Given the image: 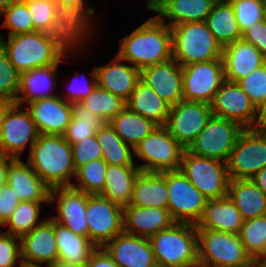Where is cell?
Masks as SVG:
<instances>
[{
  "label": "cell",
  "mask_w": 266,
  "mask_h": 267,
  "mask_svg": "<svg viewBox=\"0 0 266 267\" xmlns=\"http://www.w3.org/2000/svg\"><path fill=\"white\" fill-rule=\"evenodd\" d=\"M180 170L207 199L228 196L230 177L226 162L198 156L185 149Z\"/></svg>",
  "instance_id": "cell-8"
},
{
  "label": "cell",
  "mask_w": 266,
  "mask_h": 267,
  "mask_svg": "<svg viewBox=\"0 0 266 267\" xmlns=\"http://www.w3.org/2000/svg\"><path fill=\"white\" fill-rule=\"evenodd\" d=\"M140 172L138 166L108 165L101 195L122 207L127 206L132 199L134 183Z\"/></svg>",
  "instance_id": "cell-32"
},
{
  "label": "cell",
  "mask_w": 266,
  "mask_h": 267,
  "mask_svg": "<svg viewBox=\"0 0 266 267\" xmlns=\"http://www.w3.org/2000/svg\"><path fill=\"white\" fill-rule=\"evenodd\" d=\"M19 107L21 106L11 103L0 124V152L14 159L20 158L29 142L30 153L40 135L28 109L21 111L22 108Z\"/></svg>",
  "instance_id": "cell-12"
},
{
  "label": "cell",
  "mask_w": 266,
  "mask_h": 267,
  "mask_svg": "<svg viewBox=\"0 0 266 267\" xmlns=\"http://www.w3.org/2000/svg\"><path fill=\"white\" fill-rule=\"evenodd\" d=\"M174 223L169 210L158 207H123V232L149 238Z\"/></svg>",
  "instance_id": "cell-26"
},
{
  "label": "cell",
  "mask_w": 266,
  "mask_h": 267,
  "mask_svg": "<svg viewBox=\"0 0 266 267\" xmlns=\"http://www.w3.org/2000/svg\"><path fill=\"white\" fill-rule=\"evenodd\" d=\"M21 262L27 264H48L58 260L54 236V220L47 219L20 238Z\"/></svg>",
  "instance_id": "cell-22"
},
{
  "label": "cell",
  "mask_w": 266,
  "mask_h": 267,
  "mask_svg": "<svg viewBox=\"0 0 266 267\" xmlns=\"http://www.w3.org/2000/svg\"><path fill=\"white\" fill-rule=\"evenodd\" d=\"M85 267H119L103 247H97L91 254Z\"/></svg>",
  "instance_id": "cell-53"
},
{
  "label": "cell",
  "mask_w": 266,
  "mask_h": 267,
  "mask_svg": "<svg viewBox=\"0 0 266 267\" xmlns=\"http://www.w3.org/2000/svg\"><path fill=\"white\" fill-rule=\"evenodd\" d=\"M198 267H250L254 264L239 234L197 229Z\"/></svg>",
  "instance_id": "cell-6"
},
{
  "label": "cell",
  "mask_w": 266,
  "mask_h": 267,
  "mask_svg": "<svg viewBox=\"0 0 266 267\" xmlns=\"http://www.w3.org/2000/svg\"><path fill=\"white\" fill-rule=\"evenodd\" d=\"M109 124L118 136L133 148L157 126L147 118L134 113L128 107H125L117 116L113 117Z\"/></svg>",
  "instance_id": "cell-36"
},
{
  "label": "cell",
  "mask_w": 266,
  "mask_h": 267,
  "mask_svg": "<svg viewBox=\"0 0 266 267\" xmlns=\"http://www.w3.org/2000/svg\"><path fill=\"white\" fill-rule=\"evenodd\" d=\"M244 220L229 196L207 199L197 229H214L239 234Z\"/></svg>",
  "instance_id": "cell-28"
},
{
  "label": "cell",
  "mask_w": 266,
  "mask_h": 267,
  "mask_svg": "<svg viewBox=\"0 0 266 267\" xmlns=\"http://www.w3.org/2000/svg\"><path fill=\"white\" fill-rule=\"evenodd\" d=\"M103 248L119 267H151L156 262L146 237L121 232Z\"/></svg>",
  "instance_id": "cell-20"
},
{
  "label": "cell",
  "mask_w": 266,
  "mask_h": 267,
  "mask_svg": "<svg viewBox=\"0 0 266 267\" xmlns=\"http://www.w3.org/2000/svg\"><path fill=\"white\" fill-rule=\"evenodd\" d=\"M91 74H92V77H94L93 79H91L92 82L87 79L84 81L83 80L84 78H83L81 81L83 83L80 84L79 80L77 81L78 78L77 79L74 78L71 82L72 83L70 86L71 88L69 87L70 90L68 89L69 92L67 93V96L65 95L63 99L72 104V103L80 102L84 98H87L97 85L95 68L93 69ZM78 82H79V86H78Z\"/></svg>",
  "instance_id": "cell-50"
},
{
  "label": "cell",
  "mask_w": 266,
  "mask_h": 267,
  "mask_svg": "<svg viewBox=\"0 0 266 267\" xmlns=\"http://www.w3.org/2000/svg\"><path fill=\"white\" fill-rule=\"evenodd\" d=\"M96 138L102 149V159L107 165L135 166L132 155L134 148L118 136L109 122L98 129Z\"/></svg>",
  "instance_id": "cell-37"
},
{
  "label": "cell",
  "mask_w": 266,
  "mask_h": 267,
  "mask_svg": "<svg viewBox=\"0 0 266 267\" xmlns=\"http://www.w3.org/2000/svg\"><path fill=\"white\" fill-rule=\"evenodd\" d=\"M264 21L266 22V5H265Z\"/></svg>",
  "instance_id": "cell-64"
},
{
  "label": "cell",
  "mask_w": 266,
  "mask_h": 267,
  "mask_svg": "<svg viewBox=\"0 0 266 267\" xmlns=\"http://www.w3.org/2000/svg\"><path fill=\"white\" fill-rule=\"evenodd\" d=\"M107 163L102 159L92 160L75 171L76 185L74 182L71 187L83 191L89 195H97L103 192L105 187V174Z\"/></svg>",
  "instance_id": "cell-41"
},
{
  "label": "cell",
  "mask_w": 266,
  "mask_h": 267,
  "mask_svg": "<svg viewBox=\"0 0 266 267\" xmlns=\"http://www.w3.org/2000/svg\"><path fill=\"white\" fill-rule=\"evenodd\" d=\"M47 267H85V264H74L68 263L61 260H56L51 264H48Z\"/></svg>",
  "instance_id": "cell-57"
},
{
  "label": "cell",
  "mask_w": 266,
  "mask_h": 267,
  "mask_svg": "<svg viewBox=\"0 0 266 267\" xmlns=\"http://www.w3.org/2000/svg\"><path fill=\"white\" fill-rule=\"evenodd\" d=\"M173 59L181 66L222 59V46L209 30L206 21L171 26Z\"/></svg>",
  "instance_id": "cell-5"
},
{
  "label": "cell",
  "mask_w": 266,
  "mask_h": 267,
  "mask_svg": "<svg viewBox=\"0 0 266 267\" xmlns=\"http://www.w3.org/2000/svg\"><path fill=\"white\" fill-rule=\"evenodd\" d=\"M140 79L168 106L183 100L182 66L173 58L142 68Z\"/></svg>",
  "instance_id": "cell-19"
},
{
  "label": "cell",
  "mask_w": 266,
  "mask_h": 267,
  "mask_svg": "<svg viewBox=\"0 0 266 267\" xmlns=\"http://www.w3.org/2000/svg\"><path fill=\"white\" fill-rule=\"evenodd\" d=\"M117 55L139 70L170 60L173 58L171 28L157 16L151 17L120 40Z\"/></svg>",
  "instance_id": "cell-1"
},
{
  "label": "cell",
  "mask_w": 266,
  "mask_h": 267,
  "mask_svg": "<svg viewBox=\"0 0 266 267\" xmlns=\"http://www.w3.org/2000/svg\"><path fill=\"white\" fill-rule=\"evenodd\" d=\"M225 80L238 82L266 63V58L251 43L236 40L223 47Z\"/></svg>",
  "instance_id": "cell-25"
},
{
  "label": "cell",
  "mask_w": 266,
  "mask_h": 267,
  "mask_svg": "<svg viewBox=\"0 0 266 267\" xmlns=\"http://www.w3.org/2000/svg\"><path fill=\"white\" fill-rule=\"evenodd\" d=\"M9 159V162H8ZM14 158L0 152V189L7 184V171Z\"/></svg>",
  "instance_id": "cell-55"
},
{
  "label": "cell",
  "mask_w": 266,
  "mask_h": 267,
  "mask_svg": "<svg viewBox=\"0 0 266 267\" xmlns=\"http://www.w3.org/2000/svg\"><path fill=\"white\" fill-rule=\"evenodd\" d=\"M242 39L251 43L266 58V22L259 21L242 33Z\"/></svg>",
  "instance_id": "cell-51"
},
{
  "label": "cell",
  "mask_w": 266,
  "mask_h": 267,
  "mask_svg": "<svg viewBox=\"0 0 266 267\" xmlns=\"http://www.w3.org/2000/svg\"><path fill=\"white\" fill-rule=\"evenodd\" d=\"M80 103L105 122H109L126 107V101L121 97L108 92L98 85Z\"/></svg>",
  "instance_id": "cell-40"
},
{
  "label": "cell",
  "mask_w": 266,
  "mask_h": 267,
  "mask_svg": "<svg viewBox=\"0 0 266 267\" xmlns=\"http://www.w3.org/2000/svg\"><path fill=\"white\" fill-rule=\"evenodd\" d=\"M27 161L50 188L71 186L76 168L72 147L63 135L40 134ZM72 182V183H71Z\"/></svg>",
  "instance_id": "cell-2"
},
{
  "label": "cell",
  "mask_w": 266,
  "mask_h": 267,
  "mask_svg": "<svg viewBox=\"0 0 266 267\" xmlns=\"http://www.w3.org/2000/svg\"><path fill=\"white\" fill-rule=\"evenodd\" d=\"M122 61L116 55L109 64L95 67V71L98 86L127 101L140 80V70Z\"/></svg>",
  "instance_id": "cell-27"
},
{
  "label": "cell",
  "mask_w": 266,
  "mask_h": 267,
  "mask_svg": "<svg viewBox=\"0 0 266 267\" xmlns=\"http://www.w3.org/2000/svg\"><path fill=\"white\" fill-rule=\"evenodd\" d=\"M0 15L5 16L1 27L9 29V35L34 32L33 21L27 8L26 2L15 1Z\"/></svg>",
  "instance_id": "cell-43"
},
{
  "label": "cell",
  "mask_w": 266,
  "mask_h": 267,
  "mask_svg": "<svg viewBox=\"0 0 266 267\" xmlns=\"http://www.w3.org/2000/svg\"><path fill=\"white\" fill-rule=\"evenodd\" d=\"M26 4L33 21L34 31L53 34L56 1L30 0Z\"/></svg>",
  "instance_id": "cell-45"
},
{
  "label": "cell",
  "mask_w": 266,
  "mask_h": 267,
  "mask_svg": "<svg viewBox=\"0 0 266 267\" xmlns=\"http://www.w3.org/2000/svg\"><path fill=\"white\" fill-rule=\"evenodd\" d=\"M19 203L20 200L13 189L8 184H5L0 189V226L11 216Z\"/></svg>",
  "instance_id": "cell-52"
},
{
  "label": "cell",
  "mask_w": 266,
  "mask_h": 267,
  "mask_svg": "<svg viewBox=\"0 0 266 267\" xmlns=\"http://www.w3.org/2000/svg\"><path fill=\"white\" fill-rule=\"evenodd\" d=\"M151 267H169V266L155 262Z\"/></svg>",
  "instance_id": "cell-63"
},
{
  "label": "cell",
  "mask_w": 266,
  "mask_h": 267,
  "mask_svg": "<svg viewBox=\"0 0 266 267\" xmlns=\"http://www.w3.org/2000/svg\"><path fill=\"white\" fill-rule=\"evenodd\" d=\"M168 210L174 222L196 225L207 198L185 177L181 170L166 171Z\"/></svg>",
  "instance_id": "cell-11"
},
{
  "label": "cell",
  "mask_w": 266,
  "mask_h": 267,
  "mask_svg": "<svg viewBox=\"0 0 266 267\" xmlns=\"http://www.w3.org/2000/svg\"><path fill=\"white\" fill-rule=\"evenodd\" d=\"M54 236L58 260L64 262L86 264L97 248L86 236L78 235L56 221H54Z\"/></svg>",
  "instance_id": "cell-34"
},
{
  "label": "cell",
  "mask_w": 266,
  "mask_h": 267,
  "mask_svg": "<svg viewBox=\"0 0 266 267\" xmlns=\"http://www.w3.org/2000/svg\"><path fill=\"white\" fill-rule=\"evenodd\" d=\"M243 130L236 122L212 115L186 150L198 156L227 162Z\"/></svg>",
  "instance_id": "cell-9"
},
{
  "label": "cell",
  "mask_w": 266,
  "mask_h": 267,
  "mask_svg": "<svg viewBox=\"0 0 266 267\" xmlns=\"http://www.w3.org/2000/svg\"><path fill=\"white\" fill-rule=\"evenodd\" d=\"M250 267H256V261H255L254 264L251 265Z\"/></svg>",
  "instance_id": "cell-66"
},
{
  "label": "cell",
  "mask_w": 266,
  "mask_h": 267,
  "mask_svg": "<svg viewBox=\"0 0 266 267\" xmlns=\"http://www.w3.org/2000/svg\"><path fill=\"white\" fill-rule=\"evenodd\" d=\"M56 3L64 4V5H79V6H85L84 0H55Z\"/></svg>",
  "instance_id": "cell-59"
},
{
  "label": "cell",
  "mask_w": 266,
  "mask_h": 267,
  "mask_svg": "<svg viewBox=\"0 0 266 267\" xmlns=\"http://www.w3.org/2000/svg\"><path fill=\"white\" fill-rule=\"evenodd\" d=\"M15 1H18V2H27V1H30V0H15Z\"/></svg>",
  "instance_id": "cell-65"
},
{
  "label": "cell",
  "mask_w": 266,
  "mask_h": 267,
  "mask_svg": "<svg viewBox=\"0 0 266 267\" xmlns=\"http://www.w3.org/2000/svg\"><path fill=\"white\" fill-rule=\"evenodd\" d=\"M0 35L8 60L19 72L56 64L63 55L71 52L56 36L45 32Z\"/></svg>",
  "instance_id": "cell-3"
},
{
  "label": "cell",
  "mask_w": 266,
  "mask_h": 267,
  "mask_svg": "<svg viewBox=\"0 0 266 267\" xmlns=\"http://www.w3.org/2000/svg\"><path fill=\"white\" fill-rule=\"evenodd\" d=\"M95 10L79 5L56 3L53 34L71 51L79 47L82 39L90 32L89 22Z\"/></svg>",
  "instance_id": "cell-18"
},
{
  "label": "cell",
  "mask_w": 266,
  "mask_h": 267,
  "mask_svg": "<svg viewBox=\"0 0 266 267\" xmlns=\"http://www.w3.org/2000/svg\"><path fill=\"white\" fill-rule=\"evenodd\" d=\"M239 236L254 261L266 258V215L245 220Z\"/></svg>",
  "instance_id": "cell-39"
},
{
  "label": "cell",
  "mask_w": 266,
  "mask_h": 267,
  "mask_svg": "<svg viewBox=\"0 0 266 267\" xmlns=\"http://www.w3.org/2000/svg\"><path fill=\"white\" fill-rule=\"evenodd\" d=\"M71 147L73 163L76 169L92 160L102 158V149L98 143L96 135L72 144Z\"/></svg>",
  "instance_id": "cell-48"
},
{
  "label": "cell",
  "mask_w": 266,
  "mask_h": 267,
  "mask_svg": "<svg viewBox=\"0 0 266 267\" xmlns=\"http://www.w3.org/2000/svg\"><path fill=\"white\" fill-rule=\"evenodd\" d=\"M183 99L211 104L225 81L222 59L182 66Z\"/></svg>",
  "instance_id": "cell-13"
},
{
  "label": "cell",
  "mask_w": 266,
  "mask_h": 267,
  "mask_svg": "<svg viewBox=\"0 0 266 267\" xmlns=\"http://www.w3.org/2000/svg\"><path fill=\"white\" fill-rule=\"evenodd\" d=\"M62 60L60 59L56 64L20 73V86L14 103L21 106L24 102L29 104L39 99L58 96L51 90L56 86V69Z\"/></svg>",
  "instance_id": "cell-29"
},
{
  "label": "cell",
  "mask_w": 266,
  "mask_h": 267,
  "mask_svg": "<svg viewBox=\"0 0 266 267\" xmlns=\"http://www.w3.org/2000/svg\"><path fill=\"white\" fill-rule=\"evenodd\" d=\"M14 2L15 0H0V13Z\"/></svg>",
  "instance_id": "cell-60"
},
{
  "label": "cell",
  "mask_w": 266,
  "mask_h": 267,
  "mask_svg": "<svg viewBox=\"0 0 266 267\" xmlns=\"http://www.w3.org/2000/svg\"><path fill=\"white\" fill-rule=\"evenodd\" d=\"M89 194L71 186L55 187L50 192V203L58 201V216L51 218L72 232L88 238L86 219Z\"/></svg>",
  "instance_id": "cell-17"
},
{
  "label": "cell",
  "mask_w": 266,
  "mask_h": 267,
  "mask_svg": "<svg viewBox=\"0 0 266 267\" xmlns=\"http://www.w3.org/2000/svg\"><path fill=\"white\" fill-rule=\"evenodd\" d=\"M214 0H147V9L156 12L161 21L168 18V26L179 23L206 21Z\"/></svg>",
  "instance_id": "cell-23"
},
{
  "label": "cell",
  "mask_w": 266,
  "mask_h": 267,
  "mask_svg": "<svg viewBox=\"0 0 266 267\" xmlns=\"http://www.w3.org/2000/svg\"><path fill=\"white\" fill-rule=\"evenodd\" d=\"M237 83L249 96L255 107L258 106L266 99V63Z\"/></svg>",
  "instance_id": "cell-47"
},
{
  "label": "cell",
  "mask_w": 266,
  "mask_h": 267,
  "mask_svg": "<svg viewBox=\"0 0 266 267\" xmlns=\"http://www.w3.org/2000/svg\"><path fill=\"white\" fill-rule=\"evenodd\" d=\"M184 150L164 125L156 126L134 147L133 153L146 162L138 166L141 171L164 172L180 169Z\"/></svg>",
  "instance_id": "cell-7"
},
{
  "label": "cell",
  "mask_w": 266,
  "mask_h": 267,
  "mask_svg": "<svg viewBox=\"0 0 266 267\" xmlns=\"http://www.w3.org/2000/svg\"><path fill=\"white\" fill-rule=\"evenodd\" d=\"M7 184L20 201L50 203L51 189L31 168L28 161L24 163L20 158L10 161Z\"/></svg>",
  "instance_id": "cell-24"
},
{
  "label": "cell",
  "mask_w": 266,
  "mask_h": 267,
  "mask_svg": "<svg viewBox=\"0 0 266 267\" xmlns=\"http://www.w3.org/2000/svg\"><path fill=\"white\" fill-rule=\"evenodd\" d=\"M155 261L169 267H198L197 227L174 222L148 238Z\"/></svg>",
  "instance_id": "cell-4"
},
{
  "label": "cell",
  "mask_w": 266,
  "mask_h": 267,
  "mask_svg": "<svg viewBox=\"0 0 266 267\" xmlns=\"http://www.w3.org/2000/svg\"><path fill=\"white\" fill-rule=\"evenodd\" d=\"M71 109L72 118L63 133L64 139L70 145L96 135L98 129L105 123L103 119L92 113L80 102L72 103Z\"/></svg>",
  "instance_id": "cell-38"
},
{
  "label": "cell",
  "mask_w": 266,
  "mask_h": 267,
  "mask_svg": "<svg viewBox=\"0 0 266 267\" xmlns=\"http://www.w3.org/2000/svg\"><path fill=\"white\" fill-rule=\"evenodd\" d=\"M206 23L222 48L242 39V32L229 0L215 2L212 11L207 16Z\"/></svg>",
  "instance_id": "cell-35"
},
{
  "label": "cell",
  "mask_w": 266,
  "mask_h": 267,
  "mask_svg": "<svg viewBox=\"0 0 266 267\" xmlns=\"http://www.w3.org/2000/svg\"><path fill=\"white\" fill-rule=\"evenodd\" d=\"M251 130L266 132V99L256 106V113Z\"/></svg>",
  "instance_id": "cell-54"
},
{
  "label": "cell",
  "mask_w": 266,
  "mask_h": 267,
  "mask_svg": "<svg viewBox=\"0 0 266 267\" xmlns=\"http://www.w3.org/2000/svg\"><path fill=\"white\" fill-rule=\"evenodd\" d=\"M40 134L63 135L72 118V104L60 96L44 98L28 104Z\"/></svg>",
  "instance_id": "cell-21"
},
{
  "label": "cell",
  "mask_w": 266,
  "mask_h": 267,
  "mask_svg": "<svg viewBox=\"0 0 266 267\" xmlns=\"http://www.w3.org/2000/svg\"><path fill=\"white\" fill-rule=\"evenodd\" d=\"M11 103L12 102H10L9 100L3 97H0V124L2 122V118H3L5 111L7 110V108L9 107Z\"/></svg>",
  "instance_id": "cell-58"
},
{
  "label": "cell",
  "mask_w": 266,
  "mask_h": 267,
  "mask_svg": "<svg viewBox=\"0 0 266 267\" xmlns=\"http://www.w3.org/2000/svg\"><path fill=\"white\" fill-rule=\"evenodd\" d=\"M243 33L248 27L264 20L266 0H229Z\"/></svg>",
  "instance_id": "cell-44"
},
{
  "label": "cell",
  "mask_w": 266,
  "mask_h": 267,
  "mask_svg": "<svg viewBox=\"0 0 266 267\" xmlns=\"http://www.w3.org/2000/svg\"><path fill=\"white\" fill-rule=\"evenodd\" d=\"M211 116L209 104L183 99L176 105L170 106L165 126L170 135L187 149Z\"/></svg>",
  "instance_id": "cell-15"
},
{
  "label": "cell",
  "mask_w": 266,
  "mask_h": 267,
  "mask_svg": "<svg viewBox=\"0 0 266 267\" xmlns=\"http://www.w3.org/2000/svg\"><path fill=\"white\" fill-rule=\"evenodd\" d=\"M18 259L21 262L20 238L7 232H0V267H16Z\"/></svg>",
  "instance_id": "cell-49"
},
{
  "label": "cell",
  "mask_w": 266,
  "mask_h": 267,
  "mask_svg": "<svg viewBox=\"0 0 266 267\" xmlns=\"http://www.w3.org/2000/svg\"><path fill=\"white\" fill-rule=\"evenodd\" d=\"M256 267H266V258L256 260Z\"/></svg>",
  "instance_id": "cell-61"
},
{
  "label": "cell",
  "mask_w": 266,
  "mask_h": 267,
  "mask_svg": "<svg viewBox=\"0 0 266 267\" xmlns=\"http://www.w3.org/2000/svg\"><path fill=\"white\" fill-rule=\"evenodd\" d=\"M126 107L152 121L157 126H164L168 121L170 106L141 79L126 101Z\"/></svg>",
  "instance_id": "cell-33"
},
{
  "label": "cell",
  "mask_w": 266,
  "mask_h": 267,
  "mask_svg": "<svg viewBox=\"0 0 266 267\" xmlns=\"http://www.w3.org/2000/svg\"><path fill=\"white\" fill-rule=\"evenodd\" d=\"M226 165L230 180L251 179L266 166V132L244 129Z\"/></svg>",
  "instance_id": "cell-10"
},
{
  "label": "cell",
  "mask_w": 266,
  "mask_h": 267,
  "mask_svg": "<svg viewBox=\"0 0 266 267\" xmlns=\"http://www.w3.org/2000/svg\"><path fill=\"white\" fill-rule=\"evenodd\" d=\"M251 180L266 194V166L256 173Z\"/></svg>",
  "instance_id": "cell-56"
},
{
  "label": "cell",
  "mask_w": 266,
  "mask_h": 267,
  "mask_svg": "<svg viewBox=\"0 0 266 267\" xmlns=\"http://www.w3.org/2000/svg\"><path fill=\"white\" fill-rule=\"evenodd\" d=\"M20 73L8 60V56L0 43V97L14 103L19 91Z\"/></svg>",
  "instance_id": "cell-46"
},
{
  "label": "cell",
  "mask_w": 266,
  "mask_h": 267,
  "mask_svg": "<svg viewBox=\"0 0 266 267\" xmlns=\"http://www.w3.org/2000/svg\"><path fill=\"white\" fill-rule=\"evenodd\" d=\"M228 196L244 221L266 215V194L251 179L230 180Z\"/></svg>",
  "instance_id": "cell-31"
},
{
  "label": "cell",
  "mask_w": 266,
  "mask_h": 267,
  "mask_svg": "<svg viewBox=\"0 0 266 267\" xmlns=\"http://www.w3.org/2000/svg\"><path fill=\"white\" fill-rule=\"evenodd\" d=\"M129 205L168 209L166 171H141L135 180Z\"/></svg>",
  "instance_id": "cell-30"
},
{
  "label": "cell",
  "mask_w": 266,
  "mask_h": 267,
  "mask_svg": "<svg viewBox=\"0 0 266 267\" xmlns=\"http://www.w3.org/2000/svg\"><path fill=\"white\" fill-rule=\"evenodd\" d=\"M42 202L20 201L11 216L2 225H9L7 233L21 238L33 228L40 225L38 221ZM39 222V223H38Z\"/></svg>",
  "instance_id": "cell-42"
},
{
  "label": "cell",
  "mask_w": 266,
  "mask_h": 267,
  "mask_svg": "<svg viewBox=\"0 0 266 267\" xmlns=\"http://www.w3.org/2000/svg\"><path fill=\"white\" fill-rule=\"evenodd\" d=\"M20 267H41V266L37 264H27V263L21 262Z\"/></svg>",
  "instance_id": "cell-62"
},
{
  "label": "cell",
  "mask_w": 266,
  "mask_h": 267,
  "mask_svg": "<svg viewBox=\"0 0 266 267\" xmlns=\"http://www.w3.org/2000/svg\"><path fill=\"white\" fill-rule=\"evenodd\" d=\"M212 115L251 129L256 107L237 82L225 80L210 104Z\"/></svg>",
  "instance_id": "cell-16"
},
{
  "label": "cell",
  "mask_w": 266,
  "mask_h": 267,
  "mask_svg": "<svg viewBox=\"0 0 266 267\" xmlns=\"http://www.w3.org/2000/svg\"><path fill=\"white\" fill-rule=\"evenodd\" d=\"M88 238L96 247L123 232V207L101 194L89 195L86 211Z\"/></svg>",
  "instance_id": "cell-14"
}]
</instances>
